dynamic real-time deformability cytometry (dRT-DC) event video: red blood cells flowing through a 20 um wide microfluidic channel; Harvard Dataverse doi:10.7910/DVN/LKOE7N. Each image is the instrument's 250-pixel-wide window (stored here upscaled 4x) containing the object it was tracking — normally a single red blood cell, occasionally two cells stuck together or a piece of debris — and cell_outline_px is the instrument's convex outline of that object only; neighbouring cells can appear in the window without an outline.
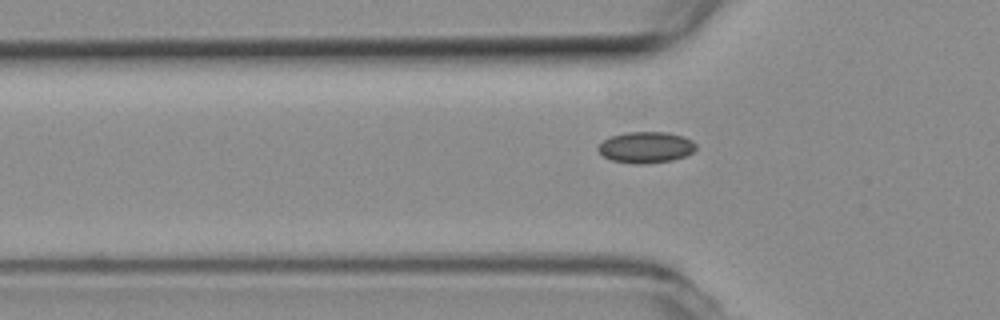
{"species": "common noctule bat (a hibernating species)", "species_latin": "Nyctalus noctula", "temperature_condition": "room temperature", "stored_images_in_passage": 4, "camera_frame_rate_fps": 3000, "um_per_image_px": 0.085, "animal": {"sex": "female", "body_mass_g": 19.3, "forearm_length_mm": 54.1}, "frame": {"image": 1, "passage_image": 4, "time_ms": 1.0, "image_size_px": [1000, 320], "cell_outline_px": [[696, 148], [692, 152], [684, 156], [672, 160], [644, 164], [636, 164], [612, 160], [604, 156], [596, 148], [604, 140], [612, 136], [628, 132], [668, 132], [684, 136], [692, 140], [696, 144]], "centroid_in_image_um": [54.92, 12.52], "position_along_channel_um": 70.9, "area_um2": 17.69}}